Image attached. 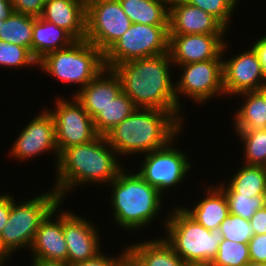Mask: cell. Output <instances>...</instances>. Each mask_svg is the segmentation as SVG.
Wrapping results in <instances>:
<instances>
[{
	"label": "cell",
	"mask_w": 266,
	"mask_h": 266,
	"mask_svg": "<svg viewBox=\"0 0 266 266\" xmlns=\"http://www.w3.org/2000/svg\"><path fill=\"white\" fill-rule=\"evenodd\" d=\"M123 163L106 137L98 135L88 143L70 146L59 154L50 187L65 202L79 187H106L126 166Z\"/></svg>",
	"instance_id": "obj_1"
},
{
	"label": "cell",
	"mask_w": 266,
	"mask_h": 266,
	"mask_svg": "<svg viewBox=\"0 0 266 266\" xmlns=\"http://www.w3.org/2000/svg\"><path fill=\"white\" fill-rule=\"evenodd\" d=\"M130 169L129 165L125 166L105 188H109L106 190L109 191L106 199L110 209H112L110 213L112 215L107 216H112L111 220L113 221L111 223L113 222V225L115 223L117 227L115 229L120 228L131 237L136 232L139 234L142 230L143 232L147 231L145 229L149 230V226H152L150 229L154 228L153 225L155 224L153 223L157 222H161L160 226L163 227L158 229L164 230L170 205L164 204L166 198L155 187L143 180L133 168ZM165 206L167 207L166 211L164 210Z\"/></svg>",
	"instance_id": "obj_2"
},
{
	"label": "cell",
	"mask_w": 266,
	"mask_h": 266,
	"mask_svg": "<svg viewBox=\"0 0 266 266\" xmlns=\"http://www.w3.org/2000/svg\"><path fill=\"white\" fill-rule=\"evenodd\" d=\"M112 70L120 79L122 91L137 108L169 111L186 127L188 115L177 104L175 67L169 52L126 61Z\"/></svg>",
	"instance_id": "obj_3"
},
{
	"label": "cell",
	"mask_w": 266,
	"mask_h": 266,
	"mask_svg": "<svg viewBox=\"0 0 266 266\" xmlns=\"http://www.w3.org/2000/svg\"><path fill=\"white\" fill-rule=\"evenodd\" d=\"M183 129L187 128L169 111L136 108L105 137L121 161L135 156L136 163L138 156L166 146Z\"/></svg>",
	"instance_id": "obj_4"
},
{
	"label": "cell",
	"mask_w": 266,
	"mask_h": 266,
	"mask_svg": "<svg viewBox=\"0 0 266 266\" xmlns=\"http://www.w3.org/2000/svg\"><path fill=\"white\" fill-rule=\"evenodd\" d=\"M36 195L17 200L11 192L10 215L0 234V245L12 260L22 250H30L40 223L61 202L51 187Z\"/></svg>",
	"instance_id": "obj_5"
},
{
	"label": "cell",
	"mask_w": 266,
	"mask_h": 266,
	"mask_svg": "<svg viewBox=\"0 0 266 266\" xmlns=\"http://www.w3.org/2000/svg\"><path fill=\"white\" fill-rule=\"evenodd\" d=\"M104 53L87 40H76L70 46L46 54L38 61V71L53 80L71 85V96L77 94L104 69ZM56 78V79H55Z\"/></svg>",
	"instance_id": "obj_6"
},
{
	"label": "cell",
	"mask_w": 266,
	"mask_h": 266,
	"mask_svg": "<svg viewBox=\"0 0 266 266\" xmlns=\"http://www.w3.org/2000/svg\"><path fill=\"white\" fill-rule=\"evenodd\" d=\"M162 234L187 265L210 264L224 240L219 229L207 230L178 204L171 205Z\"/></svg>",
	"instance_id": "obj_7"
},
{
	"label": "cell",
	"mask_w": 266,
	"mask_h": 266,
	"mask_svg": "<svg viewBox=\"0 0 266 266\" xmlns=\"http://www.w3.org/2000/svg\"><path fill=\"white\" fill-rule=\"evenodd\" d=\"M181 134H184V129L166 146L141 155L139 165L132 167L134 164H130L131 168L143 180L155 187L166 197V200L167 196L170 198V196L172 197L171 194L175 195L173 192L178 191V188L182 187L183 183L187 185L185 182L189 181L188 177L190 176L191 178L193 176L190 175V170L194 169L193 163H191V156L186 153V149L182 150L180 145H177L180 141L179 137H183L180 136Z\"/></svg>",
	"instance_id": "obj_8"
},
{
	"label": "cell",
	"mask_w": 266,
	"mask_h": 266,
	"mask_svg": "<svg viewBox=\"0 0 266 266\" xmlns=\"http://www.w3.org/2000/svg\"><path fill=\"white\" fill-rule=\"evenodd\" d=\"M175 69H178L175 70L178 72L177 76L175 75L176 100L185 113L184 103L187 99L188 102H192V105H201V107L205 104L207 106L214 98L226 99L223 88L222 58L183 64Z\"/></svg>",
	"instance_id": "obj_9"
},
{
	"label": "cell",
	"mask_w": 266,
	"mask_h": 266,
	"mask_svg": "<svg viewBox=\"0 0 266 266\" xmlns=\"http://www.w3.org/2000/svg\"><path fill=\"white\" fill-rule=\"evenodd\" d=\"M168 25L132 23L130 28L104 53V64L112 69L126 61L168 52Z\"/></svg>",
	"instance_id": "obj_10"
},
{
	"label": "cell",
	"mask_w": 266,
	"mask_h": 266,
	"mask_svg": "<svg viewBox=\"0 0 266 266\" xmlns=\"http://www.w3.org/2000/svg\"><path fill=\"white\" fill-rule=\"evenodd\" d=\"M39 110L30 121L27 120L28 122L21 128L18 135H15L16 138L12 141L11 147L9 146L6 156L13 158L11 160H16L17 163L26 164L32 162L30 161L32 159L36 160L40 156L52 154L55 170L59 158L55 121L46 107L41 106Z\"/></svg>",
	"instance_id": "obj_11"
},
{
	"label": "cell",
	"mask_w": 266,
	"mask_h": 266,
	"mask_svg": "<svg viewBox=\"0 0 266 266\" xmlns=\"http://www.w3.org/2000/svg\"><path fill=\"white\" fill-rule=\"evenodd\" d=\"M231 40H226L222 50V73L225 98L233 100L237 94L258 91L266 83V75L253 47L247 42L244 48L231 50ZM233 52H229L230 51ZM234 54V55H233ZM226 56V57H225Z\"/></svg>",
	"instance_id": "obj_12"
},
{
	"label": "cell",
	"mask_w": 266,
	"mask_h": 266,
	"mask_svg": "<svg viewBox=\"0 0 266 266\" xmlns=\"http://www.w3.org/2000/svg\"><path fill=\"white\" fill-rule=\"evenodd\" d=\"M63 95L56 94L51 104L53 109L47 108L55 121L59 154L70 146L88 143L98 136L93 118L81 103L74 96Z\"/></svg>",
	"instance_id": "obj_13"
},
{
	"label": "cell",
	"mask_w": 266,
	"mask_h": 266,
	"mask_svg": "<svg viewBox=\"0 0 266 266\" xmlns=\"http://www.w3.org/2000/svg\"><path fill=\"white\" fill-rule=\"evenodd\" d=\"M132 25L119 0L86 2L85 40L105 53Z\"/></svg>",
	"instance_id": "obj_14"
},
{
	"label": "cell",
	"mask_w": 266,
	"mask_h": 266,
	"mask_svg": "<svg viewBox=\"0 0 266 266\" xmlns=\"http://www.w3.org/2000/svg\"><path fill=\"white\" fill-rule=\"evenodd\" d=\"M67 208L63 209V234L68 248V263L72 265L98 255L106 238L101 241L103 235L98 223L91 221L94 219L89 220L84 213L80 215Z\"/></svg>",
	"instance_id": "obj_15"
},
{
	"label": "cell",
	"mask_w": 266,
	"mask_h": 266,
	"mask_svg": "<svg viewBox=\"0 0 266 266\" xmlns=\"http://www.w3.org/2000/svg\"><path fill=\"white\" fill-rule=\"evenodd\" d=\"M227 34L169 35L168 52L176 68L179 65L222 58Z\"/></svg>",
	"instance_id": "obj_16"
},
{
	"label": "cell",
	"mask_w": 266,
	"mask_h": 266,
	"mask_svg": "<svg viewBox=\"0 0 266 266\" xmlns=\"http://www.w3.org/2000/svg\"><path fill=\"white\" fill-rule=\"evenodd\" d=\"M65 204L64 201H61L40 223L28 251V253L30 252L28 254L29 259H46L68 263V248L63 234V208Z\"/></svg>",
	"instance_id": "obj_17"
},
{
	"label": "cell",
	"mask_w": 266,
	"mask_h": 266,
	"mask_svg": "<svg viewBox=\"0 0 266 266\" xmlns=\"http://www.w3.org/2000/svg\"><path fill=\"white\" fill-rule=\"evenodd\" d=\"M216 18L182 0L169 2L168 34H228Z\"/></svg>",
	"instance_id": "obj_18"
},
{
	"label": "cell",
	"mask_w": 266,
	"mask_h": 266,
	"mask_svg": "<svg viewBox=\"0 0 266 266\" xmlns=\"http://www.w3.org/2000/svg\"><path fill=\"white\" fill-rule=\"evenodd\" d=\"M204 183L205 184L204 186ZM203 182L200 191L203 193L199 196V199L196 196V202L193 201L195 196L190 198V202L186 204L177 199L179 206L197 223L204 226L207 230L219 229L220 224L229 214L228 202L224 191L215 183ZM207 185V186H206ZM192 201V203H191ZM190 203V204H189Z\"/></svg>",
	"instance_id": "obj_19"
},
{
	"label": "cell",
	"mask_w": 266,
	"mask_h": 266,
	"mask_svg": "<svg viewBox=\"0 0 266 266\" xmlns=\"http://www.w3.org/2000/svg\"><path fill=\"white\" fill-rule=\"evenodd\" d=\"M40 18L67 31L75 40L86 37V1L46 0Z\"/></svg>",
	"instance_id": "obj_20"
},
{
	"label": "cell",
	"mask_w": 266,
	"mask_h": 266,
	"mask_svg": "<svg viewBox=\"0 0 266 266\" xmlns=\"http://www.w3.org/2000/svg\"><path fill=\"white\" fill-rule=\"evenodd\" d=\"M121 92L122 85L119 77L112 69L105 68L74 97L81 103L88 114L94 118Z\"/></svg>",
	"instance_id": "obj_21"
},
{
	"label": "cell",
	"mask_w": 266,
	"mask_h": 266,
	"mask_svg": "<svg viewBox=\"0 0 266 266\" xmlns=\"http://www.w3.org/2000/svg\"><path fill=\"white\" fill-rule=\"evenodd\" d=\"M140 237L137 241H127L126 248L137 259L139 266H187L174 251L172 246L163 238L162 234ZM144 239V240H143Z\"/></svg>",
	"instance_id": "obj_22"
},
{
	"label": "cell",
	"mask_w": 266,
	"mask_h": 266,
	"mask_svg": "<svg viewBox=\"0 0 266 266\" xmlns=\"http://www.w3.org/2000/svg\"><path fill=\"white\" fill-rule=\"evenodd\" d=\"M234 100H237L238 108L235 106V110L231 111L232 130L266 128V101L259 91L237 94L234 96Z\"/></svg>",
	"instance_id": "obj_23"
},
{
	"label": "cell",
	"mask_w": 266,
	"mask_h": 266,
	"mask_svg": "<svg viewBox=\"0 0 266 266\" xmlns=\"http://www.w3.org/2000/svg\"><path fill=\"white\" fill-rule=\"evenodd\" d=\"M230 171L232 174L224 176L226 179L215 180L224 193H239L248 197L263 195L266 188V167L240 163L234 171Z\"/></svg>",
	"instance_id": "obj_24"
},
{
	"label": "cell",
	"mask_w": 266,
	"mask_h": 266,
	"mask_svg": "<svg viewBox=\"0 0 266 266\" xmlns=\"http://www.w3.org/2000/svg\"><path fill=\"white\" fill-rule=\"evenodd\" d=\"M75 41L64 29L40 17H34L31 54L37 61L50 52L70 46Z\"/></svg>",
	"instance_id": "obj_25"
},
{
	"label": "cell",
	"mask_w": 266,
	"mask_h": 266,
	"mask_svg": "<svg viewBox=\"0 0 266 266\" xmlns=\"http://www.w3.org/2000/svg\"><path fill=\"white\" fill-rule=\"evenodd\" d=\"M132 23L168 25L169 0H119Z\"/></svg>",
	"instance_id": "obj_26"
},
{
	"label": "cell",
	"mask_w": 266,
	"mask_h": 266,
	"mask_svg": "<svg viewBox=\"0 0 266 266\" xmlns=\"http://www.w3.org/2000/svg\"><path fill=\"white\" fill-rule=\"evenodd\" d=\"M136 108L133 101L122 91L93 118L97 134L105 136Z\"/></svg>",
	"instance_id": "obj_27"
},
{
	"label": "cell",
	"mask_w": 266,
	"mask_h": 266,
	"mask_svg": "<svg viewBox=\"0 0 266 266\" xmlns=\"http://www.w3.org/2000/svg\"><path fill=\"white\" fill-rule=\"evenodd\" d=\"M242 153L240 163L266 167V128L257 130H232ZM243 158V159H242Z\"/></svg>",
	"instance_id": "obj_28"
},
{
	"label": "cell",
	"mask_w": 266,
	"mask_h": 266,
	"mask_svg": "<svg viewBox=\"0 0 266 266\" xmlns=\"http://www.w3.org/2000/svg\"><path fill=\"white\" fill-rule=\"evenodd\" d=\"M33 27L34 16L14 12L8 19H0V39L31 52Z\"/></svg>",
	"instance_id": "obj_29"
},
{
	"label": "cell",
	"mask_w": 266,
	"mask_h": 266,
	"mask_svg": "<svg viewBox=\"0 0 266 266\" xmlns=\"http://www.w3.org/2000/svg\"><path fill=\"white\" fill-rule=\"evenodd\" d=\"M0 67L15 72L17 69L31 72V69H38V61L27 48L0 39Z\"/></svg>",
	"instance_id": "obj_30"
},
{
	"label": "cell",
	"mask_w": 266,
	"mask_h": 266,
	"mask_svg": "<svg viewBox=\"0 0 266 266\" xmlns=\"http://www.w3.org/2000/svg\"><path fill=\"white\" fill-rule=\"evenodd\" d=\"M187 4L198 7L203 11L211 14L216 18L227 30L234 24L235 11L239 7L240 0H182ZM238 6V7H237ZM234 16V17H232ZM233 21V22H231ZM230 28V29H229Z\"/></svg>",
	"instance_id": "obj_31"
},
{
	"label": "cell",
	"mask_w": 266,
	"mask_h": 266,
	"mask_svg": "<svg viewBox=\"0 0 266 266\" xmlns=\"http://www.w3.org/2000/svg\"><path fill=\"white\" fill-rule=\"evenodd\" d=\"M250 260L249 245L224 239L211 266H245Z\"/></svg>",
	"instance_id": "obj_32"
},
{
	"label": "cell",
	"mask_w": 266,
	"mask_h": 266,
	"mask_svg": "<svg viewBox=\"0 0 266 266\" xmlns=\"http://www.w3.org/2000/svg\"><path fill=\"white\" fill-rule=\"evenodd\" d=\"M219 231L224 239L236 243L248 244L254 236L250 221L231 213L220 224Z\"/></svg>",
	"instance_id": "obj_33"
},
{
	"label": "cell",
	"mask_w": 266,
	"mask_h": 266,
	"mask_svg": "<svg viewBox=\"0 0 266 266\" xmlns=\"http://www.w3.org/2000/svg\"><path fill=\"white\" fill-rule=\"evenodd\" d=\"M229 213L244 219H250L257 210L263 207V195L256 197L241 196L239 193H225Z\"/></svg>",
	"instance_id": "obj_34"
},
{
	"label": "cell",
	"mask_w": 266,
	"mask_h": 266,
	"mask_svg": "<svg viewBox=\"0 0 266 266\" xmlns=\"http://www.w3.org/2000/svg\"><path fill=\"white\" fill-rule=\"evenodd\" d=\"M16 13L40 17L46 0H11Z\"/></svg>",
	"instance_id": "obj_35"
},
{
	"label": "cell",
	"mask_w": 266,
	"mask_h": 266,
	"mask_svg": "<svg viewBox=\"0 0 266 266\" xmlns=\"http://www.w3.org/2000/svg\"><path fill=\"white\" fill-rule=\"evenodd\" d=\"M248 245L250 260L266 264V234L254 235Z\"/></svg>",
	"instance_id": "obj_36"
},
{
	"label": "cell",
	"mask_w": 266,
	"mask_h": 266,
	"mask_svg": "<svg viewBox=\"0 0 266 266\" xmlns=\"http://www.w3.org/2000/svg\"><path fill=\"white\" fill-rule=\"evenodd\" d=\"M123 243H124L125 247L124 246H122L123 248L120 247L121 250H119V251H121V252L118 251L116 254L112 253V255H111L110 252H104L106 250L103 249L95 257L88 259V260H85V261L74 263L71 266H110L111 263L122 253V251H124L126 249L125 241Z\"/></svg>",
	"instance_id": "obj_37"
},
{
	"label": "cell",
	"mask_w": 266,
	"mask_h": 266,
	"mask_svg": "<svg viewBox=\"0 0 266 266\" xmlns=\"http://www.w3.org/2000/svg\"><path fill=\"white\" fill-rule=\"evenodd\" d=\"M249 221L254 231V235L266 234V209L264 207L257 210Z\"/></svg>",
	"instance_id": "obj_38"
},
{
	"label": "cell",
	"mask_w": 266,
	"mask_h": 266,
	"mask_svg": "<svg viewBox=\"0 0 266 266\" xmlns=\"http://www.w3.org/2000/svg\"><path fill=\"white\" fill-rule=\"evenodd\" d=\"M11 209V192L0 193V234L7 224Z\"/></svg>",
	"instance_id": "obj_39"
},
{
	"label": "cell",
	"mask_w": 266,
	"mask_h": 266,
	"mask_svg": "<svg viewBox=\"0 0 266 266\" xmlns=\"http://www.w3.org/2000/svg\"><path fill=\"white\" fill-rule=\"evenodd\" d=\"M257 35H256V39L252 38V40L254 41H250V45L253 47V49L255 50V52L258 55L259 61L261 62V66L262 69L264 70V73L266 75V33L265 35H259L258 39H257Z\"/></svg>",
	"instance_id": "obj_40"
},
{
	"label": "cell",
	"mask_w": 266,
	"mask_h": 266,
	"mask_svg": "<svg viewBox=\"0 0 266 266\" xmlns=\"http://www.w3.org/2000/svg\"><path fill=\"white\" fill-rule=\"evenodd\" d=\"M110 266H139L137 259L126 248L122 253L111 263Z\"/></svg>",
	"instance_id": "obj_41"
},
{
	"label": "cell",
	"mask_w": 266,
	"mask_h": 266,
	"mask_svg": "<svg viewBox=\"0 0 266 266\" xmlns=\"http://www.w3.org/2000/svg\"><path fill=\"white\" fill-rule=\"evenodd\" d=\"M14 12L11 0H0V19H8Z\"/></svg>",
	"instance_id": "obj_42"
},
{
	"label": "cell",
	"mask_w": 266,
	"mask_h": 266,
	"mask_svg": "<svg viewBox=\"0 0 266 266\" xmlns=\"http://www.w3.org/2000/svg\"><path fill=\"white\" fill-rule=\"evenodd\" d=\"M30 266H71V264L62 261H53L46 259H28Z\"/></svg>",
	"instance_id": "obj_43"
},
{
	"label": "cell",
	"mask_w": 266,
	"mask_h": 266,
	"mask_svg": "<svg viewBox=\"0 0 266 266\" xmlns=\"http://www.w3.org/2000/svg\"><path fill=\"white\" fill-rule=\"evenodd\" d=\"M10 261V262H9ZM11 263V258L8 256V254L1 248L0 245V266H8Z\"/></svg>",
	"instance_id": "obj_44"
},
{
	"label": "cell",
	"mask_w": 266,
	"mask_h": 266,
	"mask_svg": "<svg viewBox=\"0 0 266 266\" xmlns=\"http://www.w3.org/2000/svg\"><path fill=\"white\" fill-rule=\"evenodd\" d=\"M245 266H266V264L249 261Z\"/></svg>",
	"instance_id": "obj_45"
},
{
	"label": "cell",
	"mask_w": 266,
	"mask_h": 266,
	"mask_svg": "<svg viewBox=\"0 0 266 266\" xmlns=\"http://www.w3.org/2000/svg\"><path fill=\"white\" fill-rule=\"evenodd\" d=\"M258 91L264 96L266 101V83Z\"/></svg>",
	"instance_id": "obj_46"
},
{
	"label": "cell",
	"mask_w": 266,
	"mask_h": 266,
	"mask_svg": "<svg viewBox=\"0 0 266 266\" xmlns=\"http://www.w3.org/2000/svg\"><path fill=\"white\" fill-rule=\"evenodd\" d=\"M263 207L266 209V188L265 191L263 192Z\"/></svg>",
	"instance_id": "obj_47"
},
{
	"label": "cell",
	"mask_w": 266,
	"mask_h": 266,
	"mask_svg": "<svg viewBox=\"0 0 266 266\" xmlns=\"http://www.w3.org/2000/svg\"><path fill=\"white\" fill-rule=\"evenodd\" d=\"M187 266H211L210 264H198V265H187Z\"/></svg>",
	"instance_id": "obj_48"
}]
</instances>
